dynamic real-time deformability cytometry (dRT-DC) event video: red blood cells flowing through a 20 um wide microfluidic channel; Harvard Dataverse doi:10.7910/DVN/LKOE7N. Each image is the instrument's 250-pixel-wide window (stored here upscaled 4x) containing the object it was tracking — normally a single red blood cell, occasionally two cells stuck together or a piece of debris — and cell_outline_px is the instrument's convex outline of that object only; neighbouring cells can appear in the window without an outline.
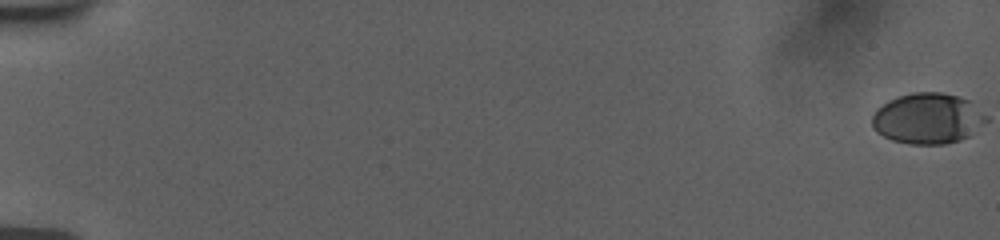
{"species": "human", "species_latin": "Homo sapiens", "temperature_condition": "room temperature", "stored_images_in_passage": 53, "camera_frame_rate_fps": 3000, "um_per_image_px": 0.085, "donor": {"sex": "female"}, "frame": {"image": 1, "passage_image": 1, "time_ms": 0.0, "image_size_px": [1000, 240], "cell_outline_px": [[972, 100], [968, 136], [960, 140], [944, 144], [908, 144], [892, 140], [876, 132], [872, 128], [872, 116], [876, 108], [888, 100], [912, 92], [944, 92], [960, 96]], "centroid_in_image_um": [78.53, 10.05], "position_along_channel_um": 6.5, "area_um2": 31.62}}
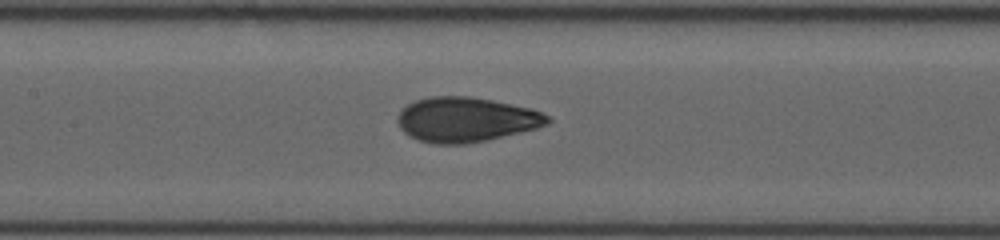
{"frame": {"image": 2, "passage_image": 30, "time_ms": 9.667, "image_size_px": [1000, 240], "cell_outline_px": [[552, 120], [548, 124], [536, 128], [520, 132], [484, 140], [464, 144], [436, 144], [420, 140], [408, 136], [400, 128], [396, 120], [400, 112], [408, 104], [416, 100], [432, 96], [468, 96], [492, 100], [528, 108], [540, 112], [548, 116]], "centroid_in_image_um": [39.58, 10.16], "position_along_channel_um": 167.8, "area_um2": 38.73}}
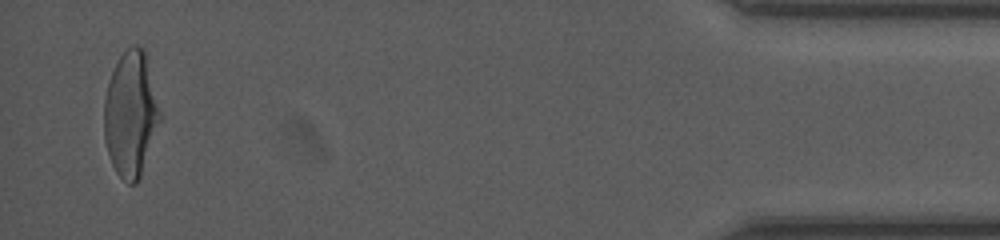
{"frame": {"image": 3, "passage_image": 53, "time_ms": 18.333, "image_size_px": [1000, 240], "cell_outline_px": [[160, 116], [140, 176], [136, 184], [128, 184], [116, 172], [112, 164], [108, 152], [104, 136], [104, 100], [108, 80], [120, 56], [132, 44], [136, 44], [144, 48], [160, 112]], "centroid_in_image_um": [11.07, 9.67], "position_along_channel_um": 424.1, "area_um2": 39.94}, "authors_computed_cell_mechanics": {"area_um2": 37.281, "velocity_mm_per_s": 3.7801, "shape_relaxation_time_tau1_ms": 6.2626, "shape_relaxation_time_tau2_ms": 0.829, "deformation_change_tau1": 0.1919, "deformation_change_tau2": 0.0578}}